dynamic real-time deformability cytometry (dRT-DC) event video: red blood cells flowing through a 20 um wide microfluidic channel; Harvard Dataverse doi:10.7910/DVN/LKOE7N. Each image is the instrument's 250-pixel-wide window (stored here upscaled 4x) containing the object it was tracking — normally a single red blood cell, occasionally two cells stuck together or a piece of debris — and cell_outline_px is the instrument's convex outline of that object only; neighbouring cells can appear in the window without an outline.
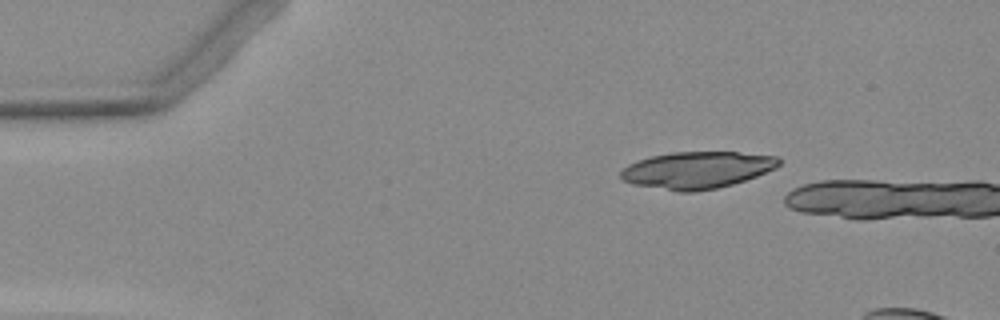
{"species": "Egyptian fruit bat (a non-hibernating species)", "species_latin": "Rousettus aegyptiacus", "temperature_condition": "warm", "stored_images_in_passage": 4, "camera_frame_rate_fps": 3000, "um_per_image_px": 0.085, "animal": {"sex": "female"}, "frame": {"image": 1, "passage_image": 1, "time_ms": 0.0, "image_size_px": [1000, 320], "cell_outline_px": [[780, 164], [776, 168], [756, 176], [732, 184], [716, 188], [696, 192], [676, 192], [632, 184], [624, 180], [620, 176], [620, 172], [628, 164], [652, 156], [672, 152], [736, 152], [776, 156], [780, 160]], "centroid_in_image_um": [59.24, 14.46], "position_along_channel_um": 25.8, "area_um2": 33.93}}